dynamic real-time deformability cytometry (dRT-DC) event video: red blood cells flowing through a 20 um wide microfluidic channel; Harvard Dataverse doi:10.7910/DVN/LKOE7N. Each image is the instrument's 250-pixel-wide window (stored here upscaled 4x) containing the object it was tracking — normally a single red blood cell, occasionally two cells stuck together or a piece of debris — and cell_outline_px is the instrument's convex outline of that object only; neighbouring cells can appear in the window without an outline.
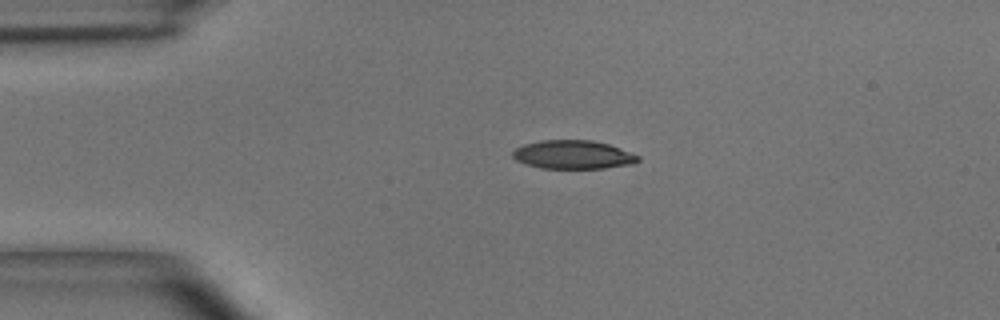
{"species": "common noctule bat (a hibernating species)", "species_latin": "Nyctalus noctula", "temperature_condition": "room temperature", "stored_images_in_passage": 39, "camera_frame_rate_fps": 3000, "um_per_image_px": 0.085, "animal": {"sex": "male", "body_mass_g": 15.6}, "frame": {"image": 1, "passage_image": 1, "time_ms": 0.0, "image_size_px": [1000, 320], "cell_outline_px": [[640, 160], [636, 164], [604, 168], [540, 168], [516, 160], [512, 156], [512, 152], [516, 148], [524, 144], [540, 140], [592, 140], [608, 144], [640, 156]], "centroid_in_image_um": [48.73, 13.14], "position_along_channel_um": 36.3, "area_um2": 20.87}}
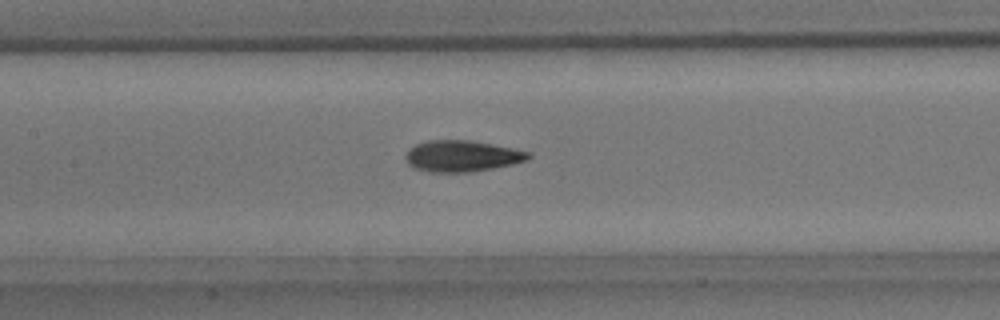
{"frame": {"image": 2, "passage_image": 13, "time_ms": 4.0, "image_size_px": [1000, 320], "cell_outline_px": [[532, 156], [524, 160], [512, 164], [492, 168], [468, 172], [428, 172], [412, 168], [404, 160], [404, 156], [408, 148], [416, 144], [428, 140], [468, 140], [528, 152]], "centroid_in_image_um": [39.13, 13.27], "position_along_channel_um": 168.3, "area_um2": 22.14}}
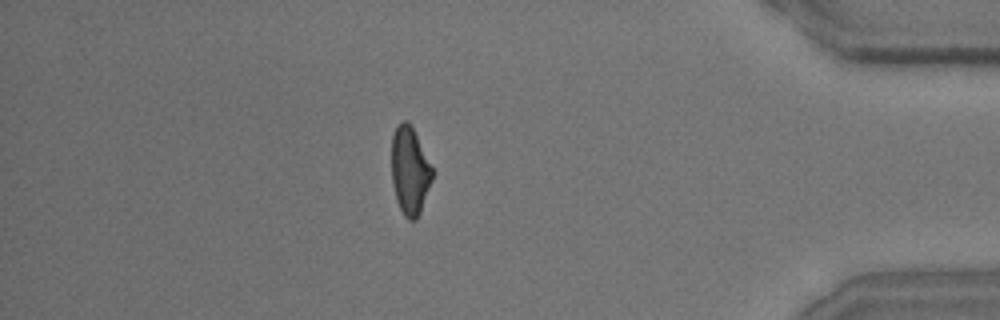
{"frame": {"image": 3, "passage_image": 33, "time_ms": 10.667, "image_size_px": [1000, 320], "cell_outline_px": [[432, 180], [420, 212], [416, 220], [408, 220], [404, 216], [396, 200], [392, 184], [392, 136], [396, 124], [404, 120], [408, 120], [432, 168]], "centroid_in_image_um": [34.81, 14.52], "position_along_channel_um": 400.4, "area_um2": 20.58}, "authors_computed_cell_mechanics": {"area_um2": 21.6172, "velocity_mm_per_s": 4.0714, "shape_relaxation_time_tau1_ms": 4.0944, "shape_relaxation_time_tau2_ms": 1.9534, "deformation_change_tau1": 0.1469, "deformation_change_tau2": 0.0886}}